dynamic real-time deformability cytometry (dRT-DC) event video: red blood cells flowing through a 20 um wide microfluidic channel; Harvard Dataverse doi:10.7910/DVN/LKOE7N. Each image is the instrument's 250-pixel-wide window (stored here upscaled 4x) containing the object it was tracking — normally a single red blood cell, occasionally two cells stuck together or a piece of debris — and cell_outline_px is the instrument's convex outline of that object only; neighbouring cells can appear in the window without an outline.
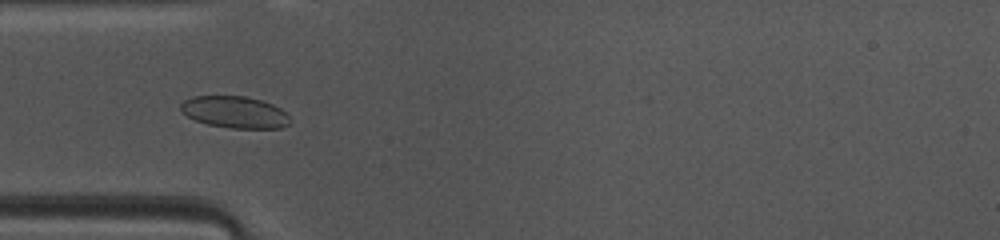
{"species": "common noctule bat (a hibernating species)", "species_latin": "Nyctalus noctula", "temperature_condition": "warm", "stored_images_in_passage": 43, "camera_frame_rate_fps": 3000, "um_per_image_px": 0.085, "animal": {"sex": "female", "body_mass_g": 10.0, "forearm_length_mm": 53.1}, "frame": {"image": 1, "passage_image": 9, "time_ms": 2.667, "image_size_px": [1000, 240], "cell_outline_px": [[292, 120], [288, 124], [280, 128], [232, 128], [208, 124], [196, 120], [180, 112], [180, 104], [184, 100], [192, 96], [244, 96], [260, 100], [272, 104], [280, 108]], "centroid_in_image_um": [19.93, 9.53], "position_along_channel_um": 65.1, "area_um2": 20.17}}
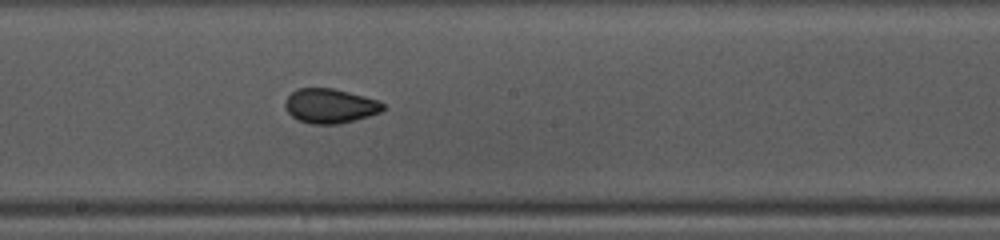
{"frame": {"image": 2, "passage_image": 20, "time_ms": 6.333, "image_size_px": [1000, 240], "cell_outline_px": [[384, 108], [380, 112], [368, 116], [340, 124], [312, 124], [300, 120], [292, 116], [288, 112], [284, 104], [288, 96], [296, 88], [332, 88], [364, 96], [376, 100], [384, 104]], "centroid_in_image_um": [28.04, 9.0], "position_along_channel_um": 220.2, "area_um2": 19.48}}
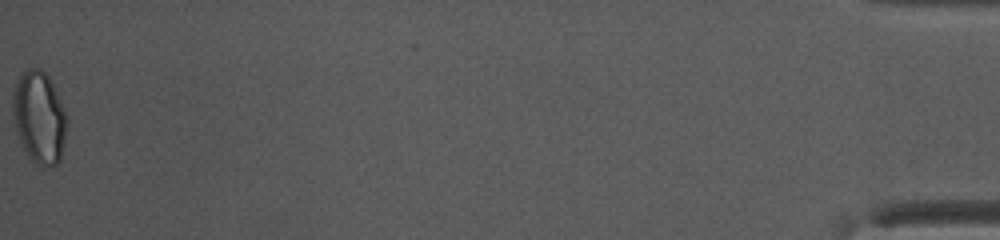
{"frame": {"image": 3, "passage_image": 43, "time_ms": 14.0, "image_size_px": [1000, 240], "cell_outline_px": [[68, 120], [60, 160], [56, 164], [36, 164], [28, 156], [20, 144], [12, 116], [12, 100], [16, 84], [20, 76], [28, 68], [40, 68], [48, 76], [64, 108]], "centroid_in_image_um": [3.32, 9.97], "position_along_channel_um": 431.9, "area_um2": 28.78}, "authors_computed_cell_mechanics": {"area_um2": 20.1722, "velocity_mm_per_s": 4.1852, "shape_relaxation_time_tau1_ms": 5.3327, "shape_relaxation_time_tau2_ms": 1.0526, "deformation_change_tau1": 0.0963, "deformation_change_tau2": 0.0494}}